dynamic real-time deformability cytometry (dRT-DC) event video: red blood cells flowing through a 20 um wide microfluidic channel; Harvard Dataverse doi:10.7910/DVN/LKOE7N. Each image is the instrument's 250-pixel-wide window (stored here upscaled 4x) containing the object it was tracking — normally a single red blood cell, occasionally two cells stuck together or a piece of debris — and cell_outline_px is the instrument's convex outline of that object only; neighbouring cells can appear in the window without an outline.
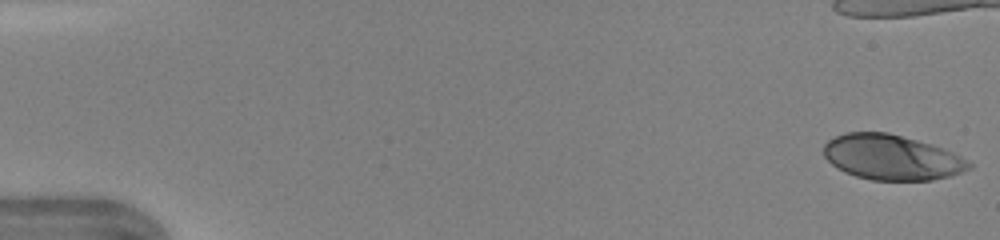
{"species": "human", "species_latin": "Homo sapiens", "temperature_condition": "warm", "stored_images_in_passage": 37, "camera_frame_rate_fps": 3000, "um_per_image_px": 0.085, "donor": {"sex": "female"}, "frame": {"image": 1, "passage_image": 1, "time_ms": 0.0, "image_size_px": [1000, 240], "cell_outline_px": [[972, 168], [952, 176], [932, 180], [872, 180], [856, 176], [844, 172], [832, 164], [824, 156], [824, 144], [828, 140], [844, 132], [888, 132], [932, 144], [944, 148], [960, 156], [972, 164]], "centroid_in_image_um": [75.8, 13.37], "position_along_channel_um": 9.2, "area_um2": 38.32}}
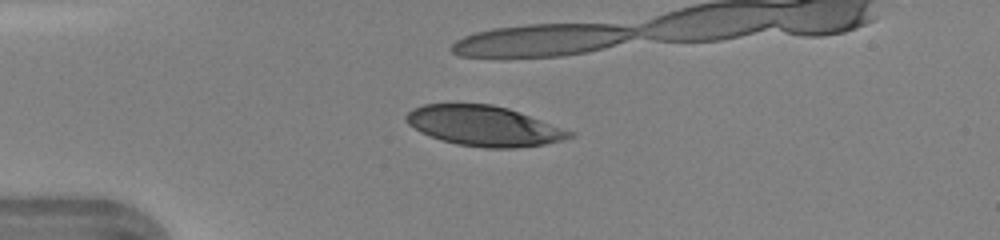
{"frame": {"image": 2, "passage_image": 12, "time_ms": 3.667, "image_size_px": [1000, 240], "cell_outline_px": [[576, 136], [544, 144], [516, 148], [484, 148], [456, 144], [420, 132], [408, 124], [404, 120], [404, 116], [412, 108], [424, 104], [492, 104], [508, 108], [576, 132]], "centroid_in_image_um": [41.14, 10.7], "position_along_channel_um": 43.9, "area_um2": 38.21}}